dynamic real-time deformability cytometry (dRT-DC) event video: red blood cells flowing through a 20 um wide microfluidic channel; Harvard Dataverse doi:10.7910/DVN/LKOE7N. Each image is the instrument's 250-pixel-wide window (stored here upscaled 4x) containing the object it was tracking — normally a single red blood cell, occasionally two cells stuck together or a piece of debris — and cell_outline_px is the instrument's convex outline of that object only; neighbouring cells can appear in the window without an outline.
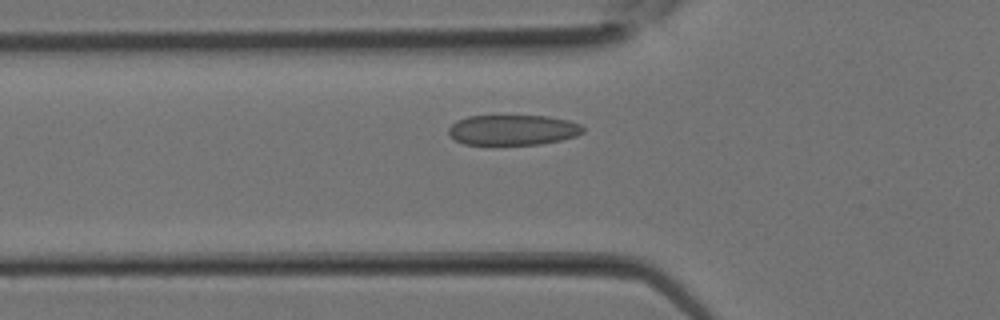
{"species": "Egyptian fruit bat (a non-hibernating species)", "species_latin": "Rousettus aegyptiacus", "temperature_condition": "room temperature", "stored_images_in_passage": 15, "camera_frame_rate_fps": 3000, "um_per_image_px": 0.085, "animal": {"sex": "female"}, "frame": {"image": 1, "passage_image": 7, "time_ms": 2.0, "image_size_px": [1000, 320], "cell_outline_px": [[584, 132], [576, 136], [560, 140], [540, 144], [464, 144], [456, 140], [448, 132], [448, 128], [456, 120], [468, 116], [548, 116], [568, 120], [580, 124], [584, 128]], "centroid_in_image_um": [43.6, 11.04], "position_along_channel_um": 82.2, "area_um2": 23.64}}
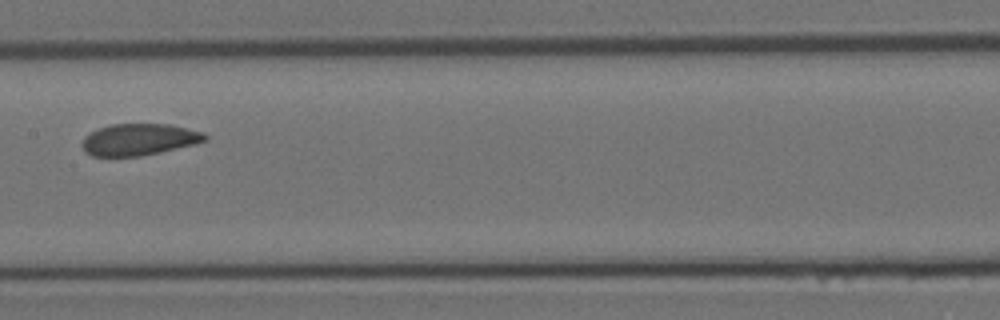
{"frame": {"image": 2, "passage_image": 12, "time_ms": 3.667, "image_size_px": [1000, 320], "cell_outline_px": [[208, 140], [196, 144], [160, 152], [140, 156], [92, 156], [84, 152], [80, 144], [84, 136], [100, 128], [112, 124], [168, 124], [204, 132], [208, 136]], "centroid_in_image_um": [11.82, 11.86], "position_along_channel_um": 195.6, "area_um2": 22.77}}
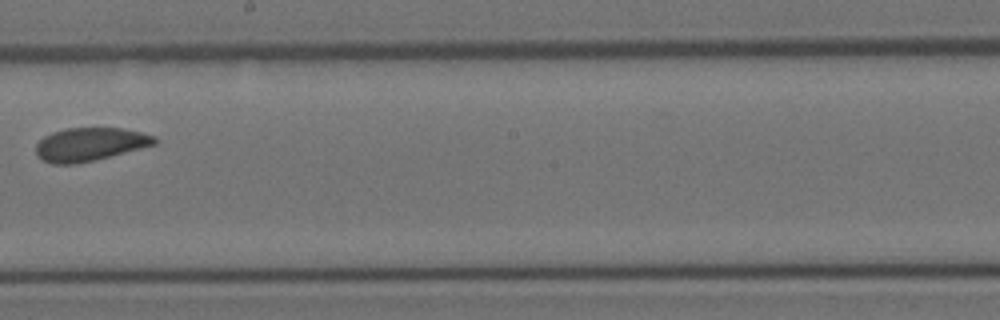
{"frame": {"image": 3, "passage_image": 14, "time_ms": 4.333, "image_size_px": [1000, 320], "cell_outline_px": [[160, 140], [156, 144], [76, 164], [52, 164], [36, 156], [36, 144], [44, 136], [52, 132], [68, 128], [120, 128], [140, 132], [156, 136]], "centroid_in_image_um": [7.63, 12.26], "position_along_channel_um": 240.6, "area_um2": 22.83}}